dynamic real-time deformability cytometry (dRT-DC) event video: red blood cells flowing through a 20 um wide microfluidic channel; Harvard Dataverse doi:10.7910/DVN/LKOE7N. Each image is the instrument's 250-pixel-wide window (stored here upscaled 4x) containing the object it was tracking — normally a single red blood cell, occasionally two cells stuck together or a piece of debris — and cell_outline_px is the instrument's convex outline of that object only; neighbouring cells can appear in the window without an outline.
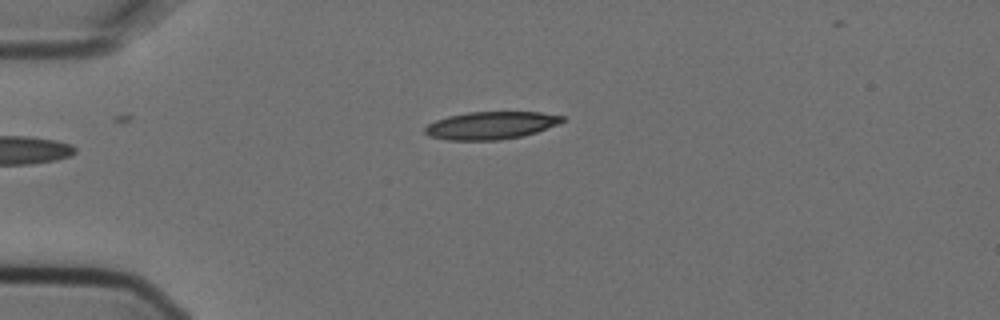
{"species": "Egyptian fruit bat (a non-hibernating species)", "species_latin": "Rousettus aegyptiacus", "temperature_condition": "cold", "stored_images_in_passage": 5, "camera_frame_rate_fps": 3000, "um_per_image_px": 0.085, "animal": {"sex": "female"}, "frame": {"image": 1, "passage_image": 5, "time_ms": 1.333, "image_size_px": [1000, 320], "cell_outline_px": [[564, 120], [556, 124], [536, 132], [524, 136], [500, 140], [448, 140], [428, 136], [424, 132], [424, 128], [428, 124], [436, 120], [448, 116], [468, 112], [540, 112], [564, 116]], "centroid_in_image_um": [41.69, 10.66], "position_along_channel_um": 43.3, "area_um2": 22.08}}